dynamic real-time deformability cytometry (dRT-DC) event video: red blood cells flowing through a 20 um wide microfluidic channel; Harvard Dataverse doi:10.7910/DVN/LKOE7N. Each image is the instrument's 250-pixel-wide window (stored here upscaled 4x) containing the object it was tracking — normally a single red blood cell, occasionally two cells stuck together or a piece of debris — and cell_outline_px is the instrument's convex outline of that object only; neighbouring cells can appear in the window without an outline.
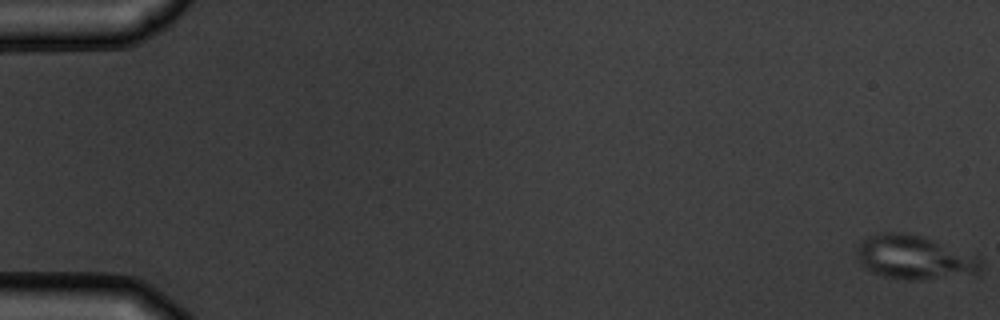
{"species": "common noctule bat (a hibernating species)", "species_latin": "Nyctalus noctula", "temperature_condition": "warm", "stored_images_in_passage": 6, "camera_frame_rate_fps": 3000, "um_per_image_px": 0.085, "animal": {"sex": "male", "body_mass_g": 19.5, "forearm_length_mm": 54.6}, "frame": {"image": 1, "passage_image": 1, "time_ms": 0.0, "image_size_px": [1000, 320], "cell_outline_px": [[980, 276], [916, 280], [908, 280], [884, 276], [872, 272], [856, 256], [856, 248], [860, 240], [868, 236], [884, 232], [904, 232], [920, 236], [932, 240], [980, 260]], "centroid_in_image_um": [77.7, 21.91], "position_along_channel_um": 7.3, "area_um2": 31.44}}